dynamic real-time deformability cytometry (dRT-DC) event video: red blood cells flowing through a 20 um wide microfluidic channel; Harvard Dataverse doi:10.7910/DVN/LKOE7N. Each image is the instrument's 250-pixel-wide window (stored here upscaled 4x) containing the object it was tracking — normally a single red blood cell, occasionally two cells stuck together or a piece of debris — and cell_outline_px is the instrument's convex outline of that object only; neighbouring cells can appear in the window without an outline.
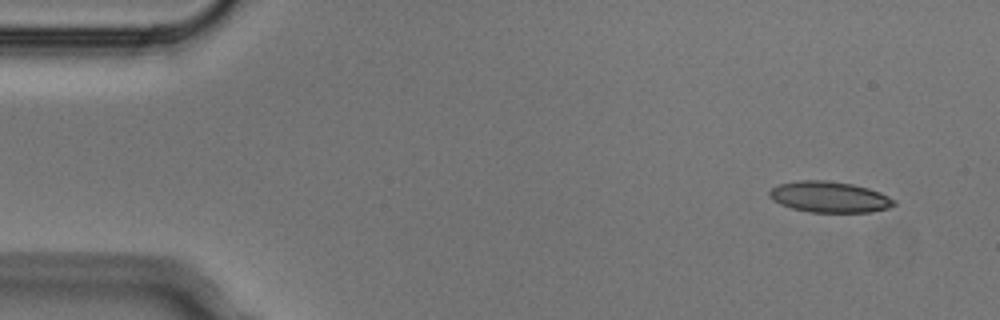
{"species": "Egyptian fruit bat (a non-hibernating species)", "species_latin": "Rousettus aegyptiacus", "temperature_condition": "cold", "stored_images_in_passage": 4, "camera_frame_rate_fps": 3000, "um_per_image_px": 0.085, "animal": {"sex": "male"}, "frame": {"image": 1, "passage_image": 1, "time_ms": 0.0, "image_size_px": [1000, 320], "cell_outline_px": [[896, 204], [888, 208], [872, 212], [808, 212], [792, 208], [780, 204], [772, 200], [768, 196], [768, 192], [772, 188], [780, 184], [796, 180], [824, 180], [852, 184], [868, 188], [880, 192], [896, 200]], "centroid_in_image_um": [70.49, 16.74], "position_along_channel_um": 14.5, "area_um2": 22.6}}
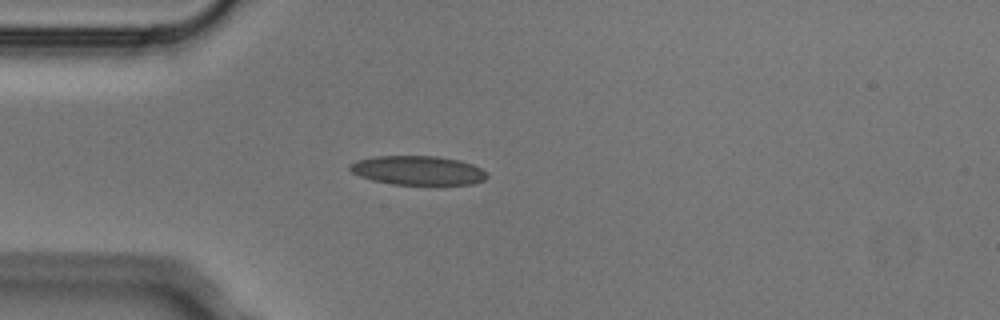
{"frame": {"image": 2, "passage_image": 4, "time_ms": 1.0, "image_size_px": [1000, 320], "cell_outline_px": [[488, 176], [484, 180], [472, 184], [392, 184], [372, 180], [360, 176], [352, 172], [348, 168], [348, 164], [356, 160], [376, 156], [436, 156], [460, 160], [472, 164], [488, 172]], "centroid_in_image_um": [35.51, 14.48], "position_along_channel_um": 49.5, "area_um2": 23.29}}